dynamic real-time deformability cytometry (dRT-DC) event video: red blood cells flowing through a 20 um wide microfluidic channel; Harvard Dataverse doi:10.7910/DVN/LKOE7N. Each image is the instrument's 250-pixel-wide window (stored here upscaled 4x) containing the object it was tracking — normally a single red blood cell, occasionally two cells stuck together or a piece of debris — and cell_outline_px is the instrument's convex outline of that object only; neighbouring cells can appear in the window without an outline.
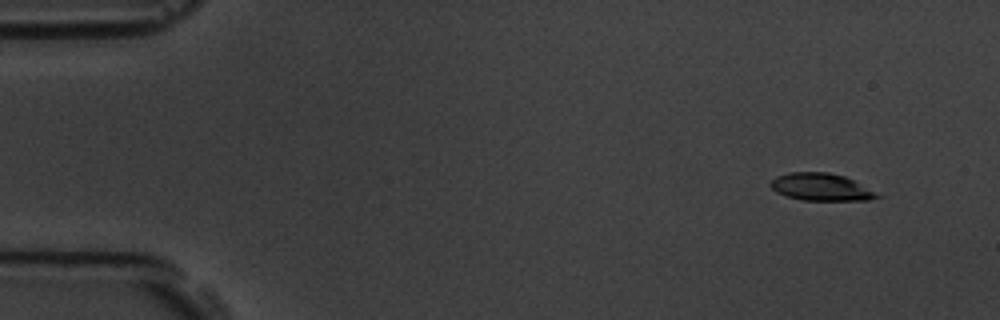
{"species": "common noctule bat (a hibernating species)", "species_latin": "Nyctalus noctula", "temperature_condition": "room temperature", "stored_images_in_passage": 8, "camera_frame_rate_fps": 3000, "um_per_image_px": 0.085, "animal": {"sex": "male", "body_mass_g": 19.5, "forearm_length_mm": 54.6}, "frame": {"image": 1, "passage_image": 1, "time_ms": 0.0, "image_size_px": [1000, 320], "cell_outline_px": [[884, 196], [868, 200], [804, 200], [784, 196], [776, 192], [768, 184], [776, 176], [788, 172], [828, 172], [844, 176]], "centroid_in_image_um": [69.76, 15.9], "position_along_channel_um": 15.2, "area_um2": 16.99}}
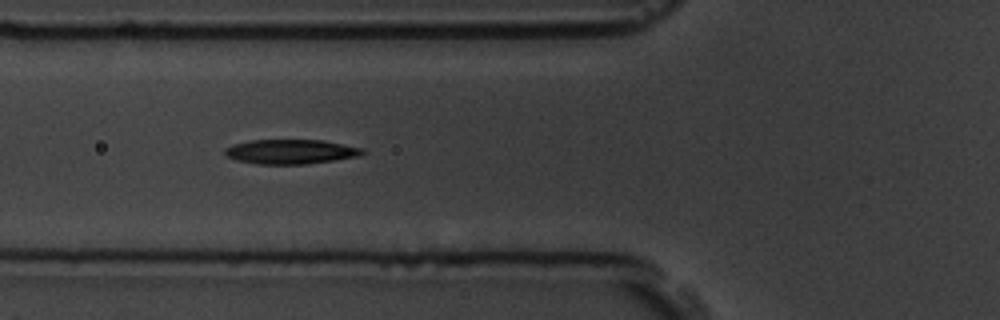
{"frame": {"image": 2, "passage_image": 5, "time_ms": 5.333, "image_size_px": [1000, 320], "cell_outline_px": [[368, 152], [360, 156], [304, 164], [256, 164], [236, 160], [228, 156], [224, 152], [224, 148], [232, 144], [252, 140], [324, 140], [364, 148]], "centroid_in_image_um": [24.74, 12.88], "position_along_channel_um": 101.1, "area_um2": 19.77}}
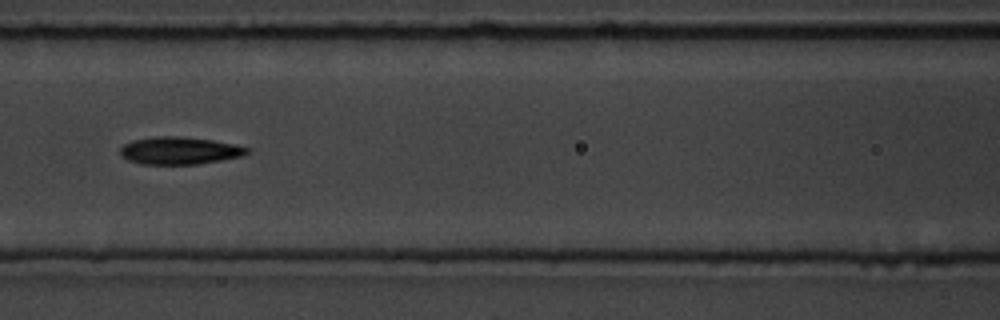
{"frame": {"image": 3, "passage_image": 6, "time_ms": 6.667, "image_size_px": [1000, 320], "cell_outline_px": [[252, 152], [240, 156], [220, 160], [196, 164], [140, 164], [128, 160], [120, 156], [120, 148], [124, 144], [132, 140], [152, 136], [180, 136], [212, 140], [236, 144], [252, 148]], "centroid_in_image_um": [15.26, 12.79], "position_along_channel_um": 151.3, "area_um2": 20.52}}